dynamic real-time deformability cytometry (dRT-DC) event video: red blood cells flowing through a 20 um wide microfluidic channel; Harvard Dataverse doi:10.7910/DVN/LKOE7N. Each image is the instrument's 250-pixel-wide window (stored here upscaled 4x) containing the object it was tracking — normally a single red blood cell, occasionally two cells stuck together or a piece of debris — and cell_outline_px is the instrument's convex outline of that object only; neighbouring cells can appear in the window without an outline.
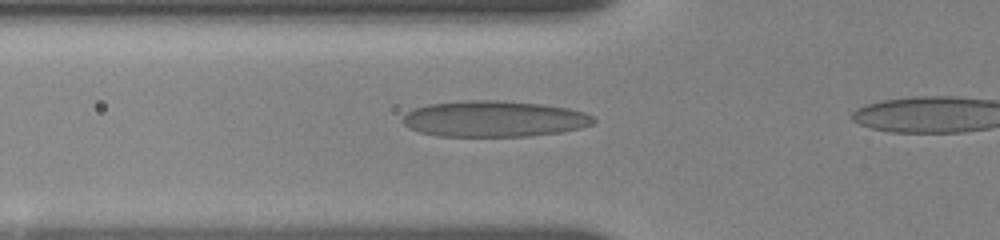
{"species": "human", "species_latin": "Homo sapiens", "temperature_condition": "room temperature", "stored_images_in_passage": 10, "camera_frame_rate_fps": 3000, "um_per_image_px": 0.085, "donor": {"sex": "female"}, "frame": {"image": 1, "passage_image": 9, "time_ms": 2.667, "image_size_px": [1000, 240], "cell_outline_px": [[596, 120], [592, 124], [580, 128], [560, 132], [528, 136], [436, 136], [420, 132], [404, 124], [400, 120], [408, 112], [416, 108], [428, 104], [464, 100], [496, 100], [540, 104], [564, 108], [584, 112], [592, 116]], "centroid_in_image_um": [41.97, 10.1], "position_along_channel_um": 83.8, "area_um2": 39.82}}